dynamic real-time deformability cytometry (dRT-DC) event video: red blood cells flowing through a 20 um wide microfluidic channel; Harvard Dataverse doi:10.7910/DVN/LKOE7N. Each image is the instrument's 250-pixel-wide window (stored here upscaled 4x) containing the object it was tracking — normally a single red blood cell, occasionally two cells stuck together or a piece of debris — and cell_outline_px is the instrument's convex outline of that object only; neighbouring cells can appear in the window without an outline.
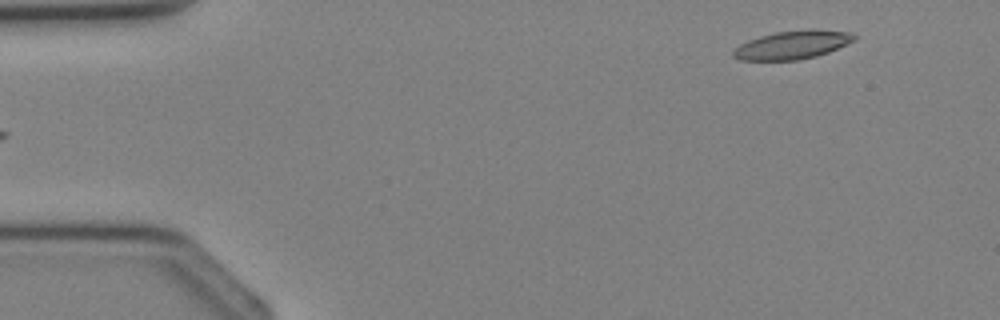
{"species": "Egyptian fruit bat (a non-hibernating species)", "species_latin": "Rousettus aegyptiacus", "temperature_condition": "cold", "stored_images_in_passage": 33, "camera_frame_rate_fps": 3000, "um_per_image_px": 0.085, "animal": {"sex": "female"}, "frame": {"image": 1, "passage_image": 1, "time_ms": 0.0, "image_size_px": [1000, 320], "cell_outline_px": [[856, 40], [828, 52], [816, 56], [800, 60], [740, 60], [732, 56], [732, 52], [740, 44], [748, 40], [760, 36], [776, 32], [852, 32], [856, 36]], "centroid_in_image_um": [67.28, 3.87], "position_along_channel_um": 17.7, "area_um2": 19.07}}
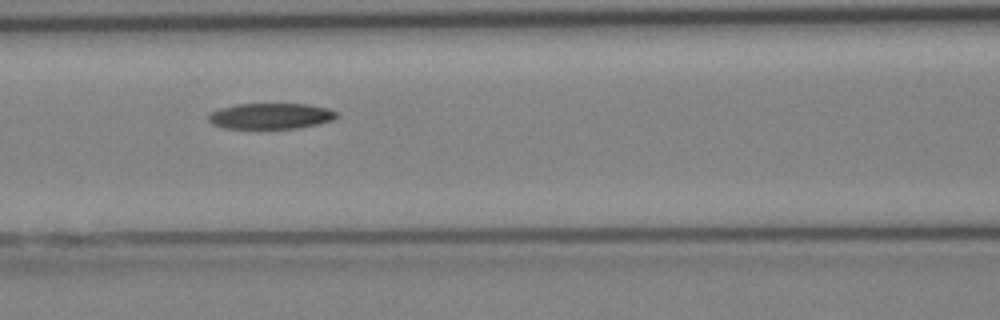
{"frame": {"image": 2, "passage_image": 13, "time_ms": 4.0, "image_size_px": [1000, 320], "cell_outline_px": [[336, 116], [332, 120], [316, 124], [296, 128], [224, 128], [212, 124], [208, 120], [208, 116], [212, 112], [220, 108], [236, 104], [308, 104], [328, 108], [336, 112]], "centroid_in_image_um": [22.98, 9.86], "position_along_channel_um": 143.6, "area_um2": 19.07}}
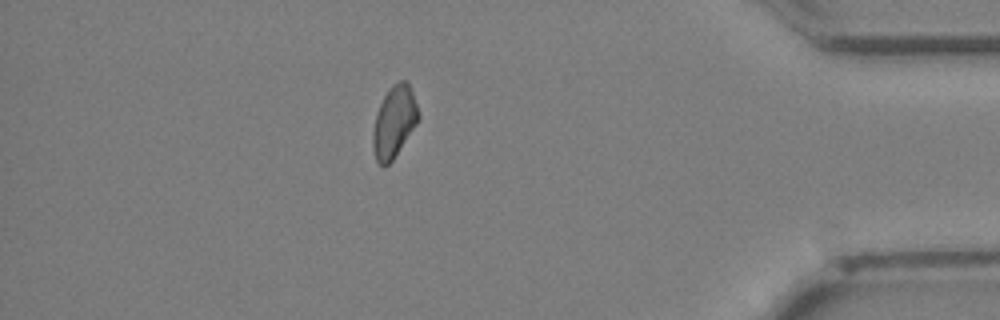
{"frame": {"image": 3, "passage_image": 29, "time_ms": 9.333, "image_size_px": [1000, 320], "cell_outline_px": [[420, 120], [392, 160], [384, 168], [376, 160], [372, 148], [372, 132], [376, 112], [384, 96], [392, 84], [400, 80], [408, 80], [420, 116]], "centroid_in_image_um": [33.49, 10.35], "position_along_channel_um": 401.7, "area_um2": 19.13}}